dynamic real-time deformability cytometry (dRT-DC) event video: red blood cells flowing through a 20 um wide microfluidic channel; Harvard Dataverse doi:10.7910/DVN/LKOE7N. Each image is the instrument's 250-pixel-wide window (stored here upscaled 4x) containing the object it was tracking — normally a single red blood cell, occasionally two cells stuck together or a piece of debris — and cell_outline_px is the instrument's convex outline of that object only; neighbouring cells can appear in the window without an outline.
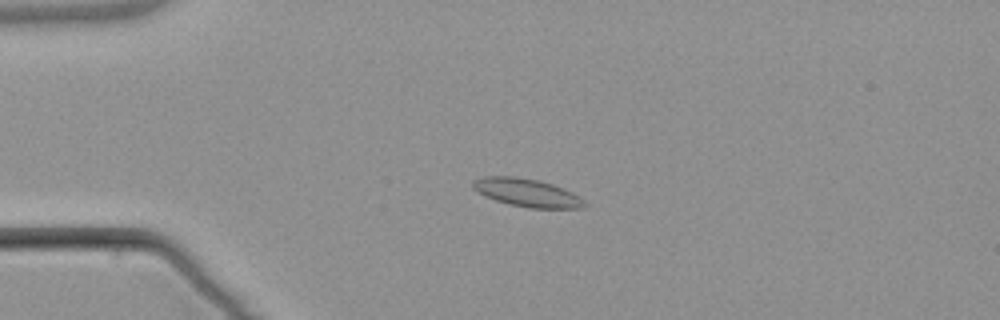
{"species": "common noctule bat (a hibernating species)", "species_latin": "Nyctalus noctula", "temperature_condition": "warm", "stored_images_in_passage": 6, "camera_frame_rate_fps": 3000, "um_per_image_px": 0.085, "animal": {"sex": "male", "body_mass_g": 21.5, "forearm_length_mm": 52.0}, "frame": {"image": 1, "passage_image": 4, "time_ms": 4.333, "image_size_px": [1000, 320], "cell_outline_px": [[588, 204], [584, 208], [528, 208], [508, 204], [484, 196], [476, 192], [472, 188], [472, 180], [484, 176], [516, 176], [540, 180], [564, 188], [580, 196]], "centroid_in_image_um": [44.79, 16.37], "position_along_channel_um": 40.2, "area_um2": 18.61}}
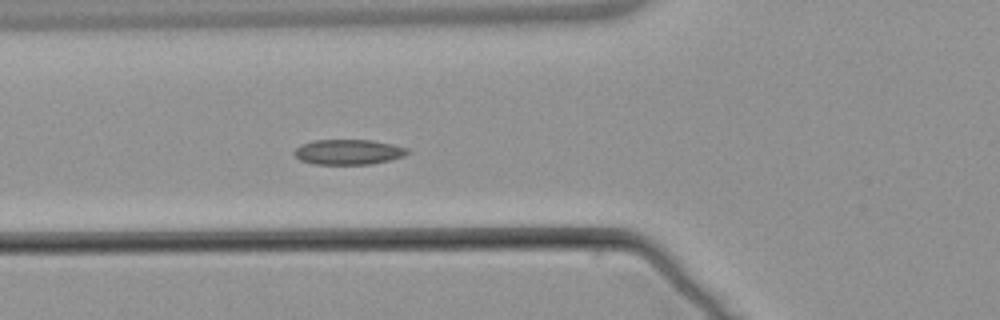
{"frame": {"image": 2, "passage_image": 6, "time_ms": 6.667, "image_size_px": [1000, 320], "cell_outline_px": [[412, 152], [404, 156], [372, 164], [312, 164], [300, 160], [292, 152], [300, 144], [312, 140], [372, 140], [392, 144], [408, 148]], "centroid_in_image_um": [29.61, 12.91], "position_along_channel_um": 96.2, "area_um2": 16.76}}